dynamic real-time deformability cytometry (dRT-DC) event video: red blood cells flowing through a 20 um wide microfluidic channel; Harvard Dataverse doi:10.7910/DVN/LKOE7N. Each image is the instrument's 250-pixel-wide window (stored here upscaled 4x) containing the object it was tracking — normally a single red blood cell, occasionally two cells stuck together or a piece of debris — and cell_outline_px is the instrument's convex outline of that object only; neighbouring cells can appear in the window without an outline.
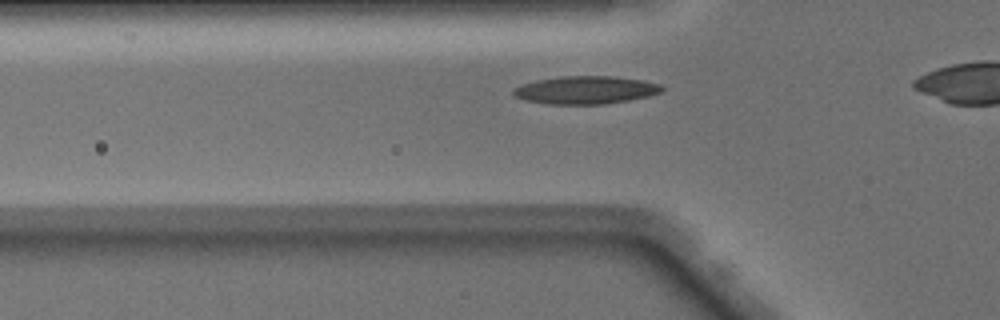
{"species": "Egyptian fruit bat (a non-hibernating species)", "species_latin": "Rousettus aegyptiacus", "temperature_condition": "warm", "stored_images_in_passage": 31, "camera_frame_rate_fps": 3000, "um_per_image_px": 0.085, "animal": {"sex": "male"}, "frame": {"image": 1, "passage_image": 12, "time_ms": 3.667, "image_size_px": [1000, 320], "cell_outline_px": [[664, 88], [660, 92], [648, 96], [628, 100], [604, 104], [548, 104], [524, 100], [516, 96], [512, 92], [512, 88], [536, 80], [564, 76], [612, 76], [644, 80], [660, 84]], "centroid_in_image_um": [49.78, 7.65], "position_along_channel_um": 76.0, "area_um2": 24.04}}
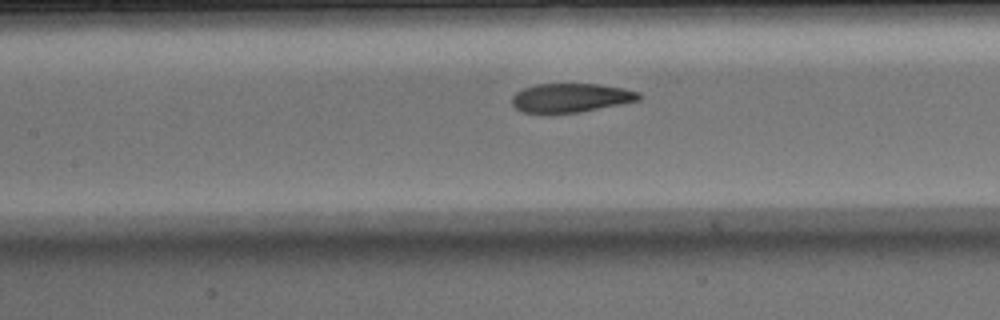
{"frame": {"image": 2, "passage_image": 18, "time_ms": 5.667, "image_size_px": [1000, 320], "cell_outline_px": [[640, 100], [576, 112], [524, 112], [516, 108], [512, 104], [512, 96], [516, 92], [524, 88], [536, 84], [600, 84], [624, 88], [640, 92]], "centroid_in_image_um": [48.52, 8.29], "position_along_channel_um": 158.9, "area_um2": 20.98}}
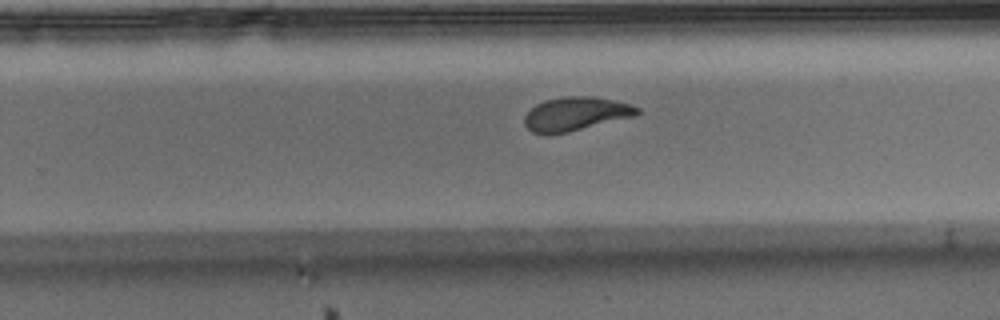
{"frame": {"image": 3, "passage_image": 27, "time_ms": 8.667, "image_size_px": [1000, 320], "cell_outline_px": [[640, 112], [636, 116], [568, 132], [548, 136], [532, 132], [524, 124], [524, 116], [536, 104], [544, 100], [568, 96], [592, 96], [632, 104], [640, 108]], "centroid_in_image_um": [48.93, 9.69], "position_along_channel_um": 280.9, "area_um2": 22.37}}